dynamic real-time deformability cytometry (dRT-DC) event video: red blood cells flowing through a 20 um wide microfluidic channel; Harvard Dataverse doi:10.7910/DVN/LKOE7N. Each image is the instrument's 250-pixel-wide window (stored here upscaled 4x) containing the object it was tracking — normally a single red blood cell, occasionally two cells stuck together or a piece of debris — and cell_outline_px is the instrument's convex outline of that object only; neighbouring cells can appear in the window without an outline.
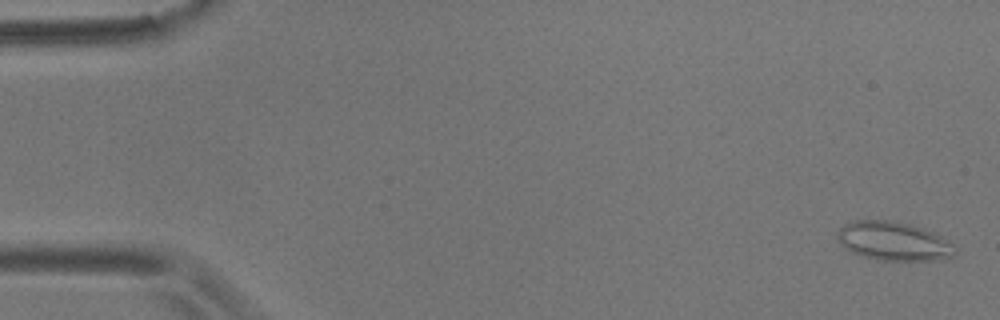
{"species": "common noctule bat (a hibernating species)", "species_latin": "Nyctalus noctula", "temperature_condition": "room temperature", "stored_images_in_passage": 58, "camera_frame_rate_fps": 3000, "um_per_image_px": 0.085, "animal": {"sex": "male", "body_mass_g": 17.9}, "frame": {"image": 1, "passage_image": 2, "time_ms": 0.333, "image_size_px": [1000, 320], "cell_outline_px": [[956, 252], [952, 256], [936, 260], [876, 260], [852, 252], [844, 248], [836, 240], [836, 232], [844, 224], [852, 220], [896, 220], [924, 228], [936, 232], [952, 244]], "centroid_in_image_um": [75.91, 20.48], "position_along_channel_um": 9.1, "area_um2": 26.93}}
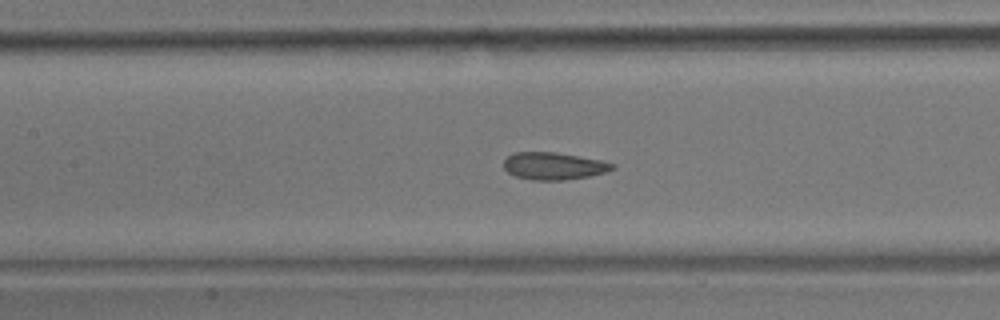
{"frame": {"image": 2, "passage_image": 26, "time_ms": 8.333, "image_size_px": [1000, 320], "cell_outline_px": [[616, 168], [604, 172], [588, 176], [564, 180], [532, 180], [516, 176], [508, 172], [504, 168], [504, 160], [512, 152], [556, 152], [600, 160], [616, 164]], "centroid_in_image_um": [47.05, 14.1], "position_along_channel_um": 160.3, "area_um2": 17.22}}
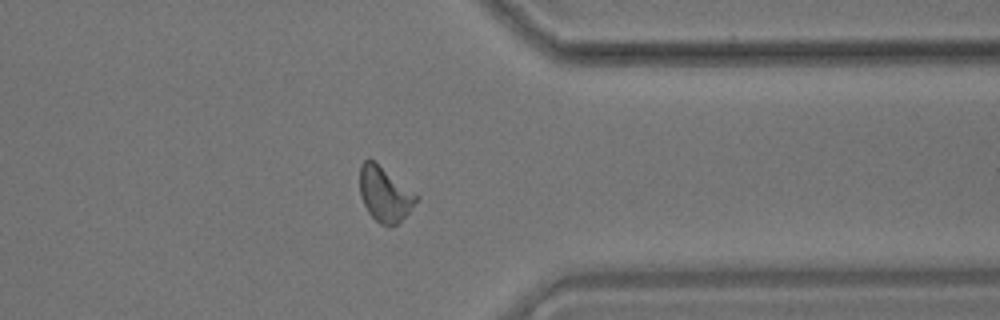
{"frame": {"image": 3, "passage_image": 45, "time_ms": 14.667, "image_size_px": [1000, 320], "cell_outline_px": [[420, 196], [408, 212], [396, 224], [380, 224], [368, 212], [360, 196], [360, 164], [364, 160], [372, 160], [416, 192]], "centroid_in_image_um": [32.7, 16.48], "position_along_channel_um": 378.7, "area_um2": 17.69}, "authors_computed_cell_mechanics": {"area_um2": 17.8313, "velocity_mm_per_s": 3.5645, "shape_relaxation_time_tau1_ms": null, "shape_relaxation_time_tau2_ms": 2.109, "deformation_change_tau1": null, "deformation_change_tau2": 0.0879}}